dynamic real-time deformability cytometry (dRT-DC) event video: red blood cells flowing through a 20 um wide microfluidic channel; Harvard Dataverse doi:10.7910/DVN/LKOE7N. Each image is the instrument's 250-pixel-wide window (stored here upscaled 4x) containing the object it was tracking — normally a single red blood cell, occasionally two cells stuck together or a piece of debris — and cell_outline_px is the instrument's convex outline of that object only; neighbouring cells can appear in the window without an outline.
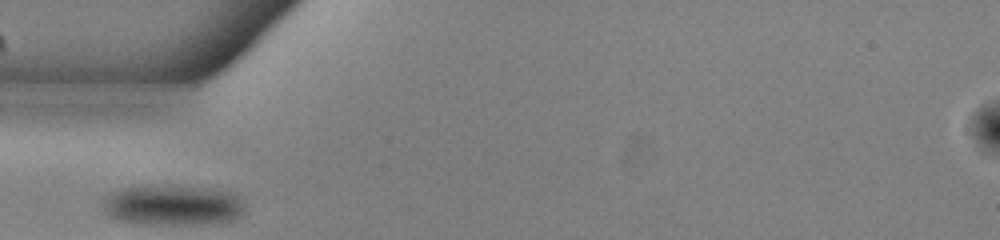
{"species": "common noctule bat (a hibernating species)", "species_latin": "Nyctalus noctula", "temperature_condition": "warm", "stored_images_in_passage": 26, "camera_frame_rate_fps": 3000, "um_per_image_px": 0.085, "animal": {"sex": "male", "body_mass_g": 13.0, "forearm_length_mm": 53.1}, "frame": {"image": 1, "passage_image": 1, "time_ms": 0.0, "image_size_px": [1000, 240], "cell_outline_px": [[244, 212], [240, 216], [232, 220], [212, 224], [132, 224], [108, 216], [104, 212], [104, 204], [108, 196], [112, 192], [124, 188], [140, 184], [144, 184], [204, 188], [236, 192], [240, 200]], "centroid_in_image_um": [14.67, 17.44], "position_along_channel_um": 70.3, "area_um2": 33.81}}
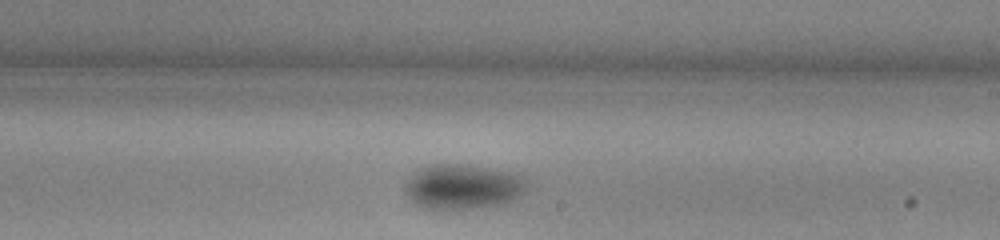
{"frame": {"image": 2, "passage_image": 15, "time_ms": 4.667, "image_size_px": [1000, 240], "cell_outline_px": [[532, 184], [520, 196], [500, 204], [472, 208], [428, 208], [416, 204], [404, 192], [404, 184], [420, 168], [428, 164], [460, 164], [516, 172], [528, 180]], "centroid_in_image_um": [39.4, 15.84], "position_along_channel_um": 249.6, "area_um2": 31.85}}
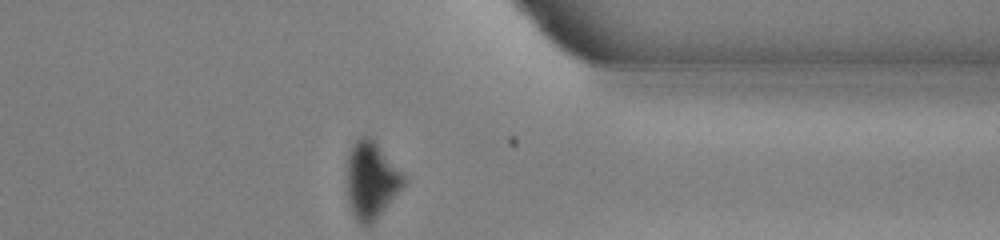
{"frame": {"image": 3, "passage_image": 26, "time_ms": 8.333, "image_size_px": [1000, 240], "cell_outline_px": [[408, 184], [376, 220], [372, 224], [360, 224], [356, 220], [348, 204], [348, 156], [352, 144], [360, 136], [372, 136], [408, 180]], "centroid_in_image_um": [31.61, 15.32], "position_along_channel_um": 379.8, "area_um2": 25.89}}